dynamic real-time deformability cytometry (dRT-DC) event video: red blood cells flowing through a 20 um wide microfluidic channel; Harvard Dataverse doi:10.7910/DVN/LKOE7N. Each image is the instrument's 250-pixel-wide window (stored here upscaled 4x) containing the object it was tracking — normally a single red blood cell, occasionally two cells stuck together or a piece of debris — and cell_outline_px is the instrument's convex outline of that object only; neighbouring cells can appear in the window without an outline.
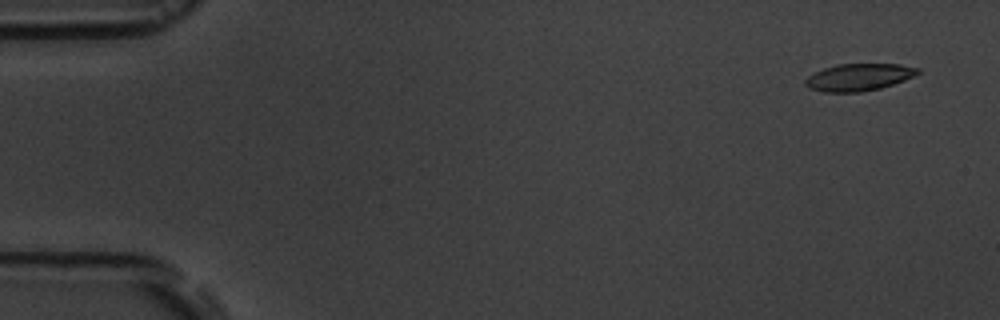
{"species": "common noctule bat (a hibernating species)", "species_latin": "Nyctalus noctula", "temperature_condition": "room temperature", "stored_images_in_passage": 4, "camera_frame_rate_fps": 3000, "um_per_image_px": 0.085, "animal": {"sex": "male", "body_mass_g": 19.5, "forearm_length_mm": 54.6}, "frame": {"image": 1, "passage_image": 1, "time_ms": 0.0, "image_size_px": [1000, 320], "cell_outline_px": [[920, 72], [904, 80], [880, 88], [860, 92], [824, 92], [808, 88], [804, 84], [804, 80], [812, 72], [836, 64], [900, 64], [920, 68]], "centroid_in_image_um": [72.94, 6.55], "position_along_channel_um": 12.1, "area_um2": 17.86}}
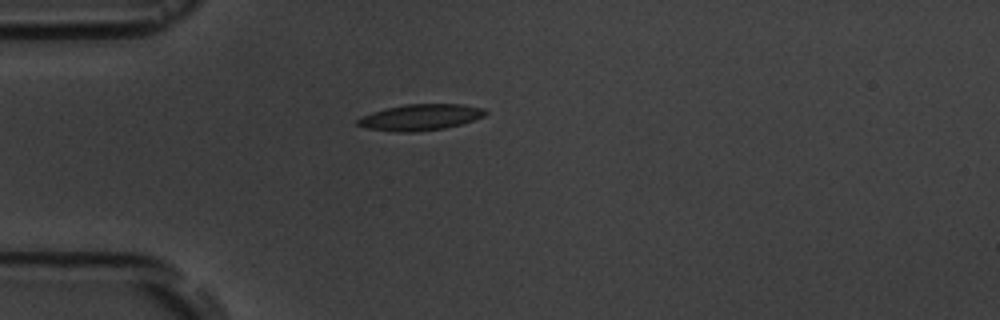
{"frame": {"image": 2, "passage_image": 4, "time_ms": 4.0, "image_size_px": [1000, 320], "cell_outline_px": [[488, 112], [484, 116], [460, 124], [444, 128], [416, 132], [392, 132], [364, 128], [356, 124], [356, 120], [360, 116], [384, 108], [404, 104], [464, 104], [484, 108]], "centroid_in_image_um": [35.67, 9.97], "position_along_channel_um": 49.3, "area_um2": 19.71}}